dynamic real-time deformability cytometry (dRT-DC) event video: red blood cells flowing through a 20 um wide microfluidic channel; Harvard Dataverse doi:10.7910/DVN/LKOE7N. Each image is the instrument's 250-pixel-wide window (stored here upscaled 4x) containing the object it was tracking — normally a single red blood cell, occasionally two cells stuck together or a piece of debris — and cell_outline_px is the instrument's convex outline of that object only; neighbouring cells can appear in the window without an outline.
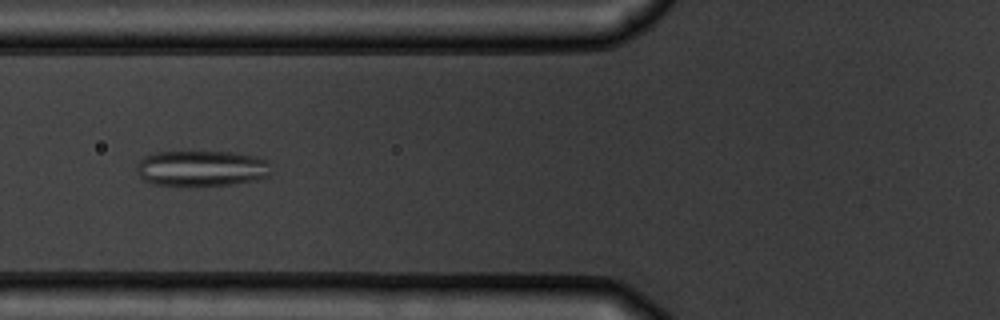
{"species": "common noctule bat (a hibernating species)", "species_latin": "Nyctalus noctula", "temperature_condition": "warm", "stored_images_in_passage": 10, "camera_frame_rate_fps": 3000, "um_per_image_px": 0.085, "animal": {"sex": "male", "body_mass_g": 19.5, "forearm_length_mm": 54.6}, "frame": {"image": 1, "passage_image": 7, "time_ms": 7.667, "image_size_px": [1000, 320], "cell_outline_px": [[272, 172], [268, 176], [256, 180], [232, 184], [152, 184], [144, 180], [140, 176], [136, 168], [136, 164], [144, 156], [156, 152], [228, 152], [252, 156], [264, 160]], "centroid_in_image_um": [17.09, 14.29], "position_along_channel_um": 108.7, "area_um2": 27.34}}